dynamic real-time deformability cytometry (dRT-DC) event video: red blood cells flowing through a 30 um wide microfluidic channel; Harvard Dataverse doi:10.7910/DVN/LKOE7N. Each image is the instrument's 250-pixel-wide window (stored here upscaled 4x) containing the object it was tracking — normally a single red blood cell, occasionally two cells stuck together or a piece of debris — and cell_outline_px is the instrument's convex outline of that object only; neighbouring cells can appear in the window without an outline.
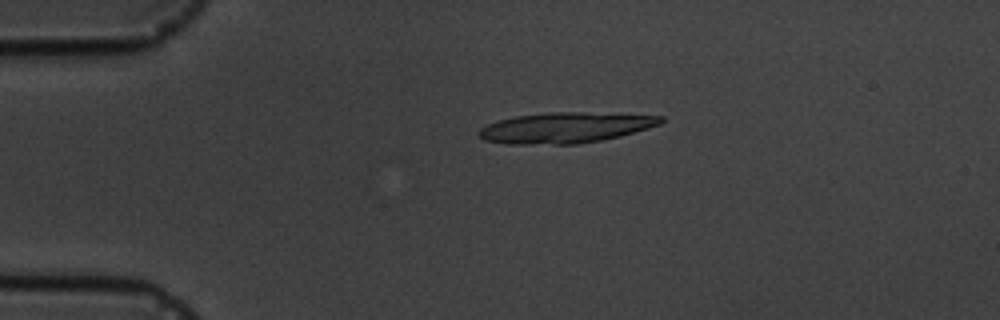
{"species": "common noctule bat (a hibernating species)", "species_latin": "Nyctalus noctula", "temperature_condition": "cold", "stored_images_in_passage": 6, "segment_of_instrument_passage": [1, 2], "camera_frame_rate_fps": 3000, "um_per_image_px": 0.085, "animal": {"sex": "male", "body_mass_g": 19.5, "forearm_length_mm": 54.6}, "frame": {"image": 1, "passage_image": 4, "time_ms": 3.333, "image_size_px": [1000, 320], "cell_outline_px": [[664, 120], [660, 124], [648, 128], [620, 136], [600, 140], [576, 144], [508, 144], [484, 140], [476, 132], [480, 128], [488, 124], [500, 120], [516, 116], [548, 112], [580, 112], [664, 116]], "centroid_in_image_um": [48.04, 10.85], "position_along_channel_um": 37.0, "area_um2": 32.25}}